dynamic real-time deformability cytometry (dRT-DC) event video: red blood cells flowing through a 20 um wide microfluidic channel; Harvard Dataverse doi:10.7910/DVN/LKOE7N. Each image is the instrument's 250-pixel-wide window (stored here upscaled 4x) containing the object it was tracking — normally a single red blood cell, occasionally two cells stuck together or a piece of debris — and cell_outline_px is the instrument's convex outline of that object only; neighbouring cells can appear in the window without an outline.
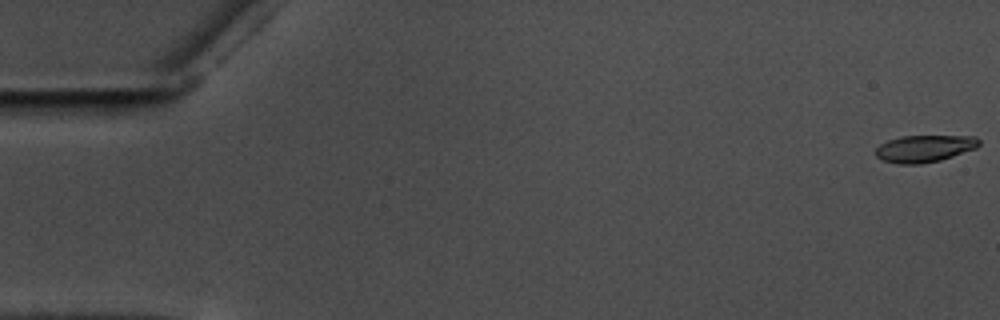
{"species": "common noctule bat (a hibernating species)", "species_latin": "Nyctalus noctula", "temperature_condition": "warm", "stored_images_in_passage": 12, "camera_frame_rate_fps": 3000, "um_per_image_px": 0.085, "animal": {"sex": "male", "body_mass_g": 17.5, "forearm_length_mm": 52.3}, "frame": {"image": 1, "passage_image": 1, "time_ms": 0.0, "image_size_px": [1000, 320], "cell_outline_px": [[980, 144], [976, 148], [940, 160], [920, 164], [900, 164], [884, 160], [876, 156], [876, 148], [880, 144], [888, 140], [900, 136], [976, 136], [980, 140]], "centroid_in_image_um": [78.59, 12.62], "position_along_channel_um": 6.4, "area_um2": 16.18}}